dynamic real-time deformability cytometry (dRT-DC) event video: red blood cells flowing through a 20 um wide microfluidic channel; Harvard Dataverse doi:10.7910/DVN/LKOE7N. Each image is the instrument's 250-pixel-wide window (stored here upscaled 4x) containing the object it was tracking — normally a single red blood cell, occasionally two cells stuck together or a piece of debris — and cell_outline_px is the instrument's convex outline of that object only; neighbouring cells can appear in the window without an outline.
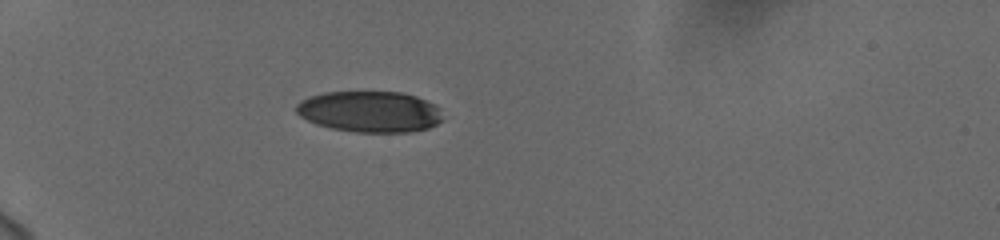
{"species": "human", "species_latin": "Homo sapiens", "temperature_condition": "cold", "stored_images_in_passage": 40, "camera_frame_rate_fps": 3000, "um_per_image_px": 0.085, "donor": {"sex": "female"}, "frame": {"image": 1, "passage_image": 1, "time_ms": 0.0, "image_size_px": [1000, 240], "cell_outline_px": [[444, 120], [428, 128], [408, 132], [356, 132], [332, 128], [316, 124], [300, 116], [296, 112], [296, 104], [300, 100], [308, 96], [324, 92], [400, 92], [416, 96], [436, 104], [440, 108]], "centroid_in_image_um": [31.45, 9.48], "position_along_channel_um": 53.6, "area_um2": 35.32}}
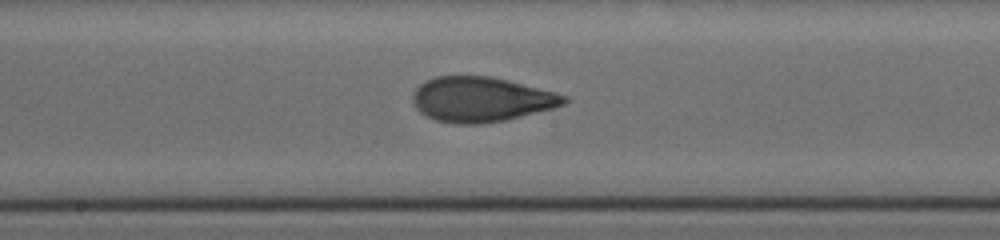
{"frame": {"image": 2, "passage_image": 16, "time_ms": 5.0, "image_size_px": [1000, 240], "cell_outline_px": [[568, 100], [564, 104], [552, 108], [504, 120], [480, 124], [456, 124], [436, 120], [420, 112], [416, 108], [412, 100], [412, 96], [416, 88], [420, 84], [436, 76], [488, 76], [508, 80], [568, 96]], "centroid_in_image_um": [40.87, 8.45], "position_along_channel_um": 207.3, "area_um2": 39.19}}
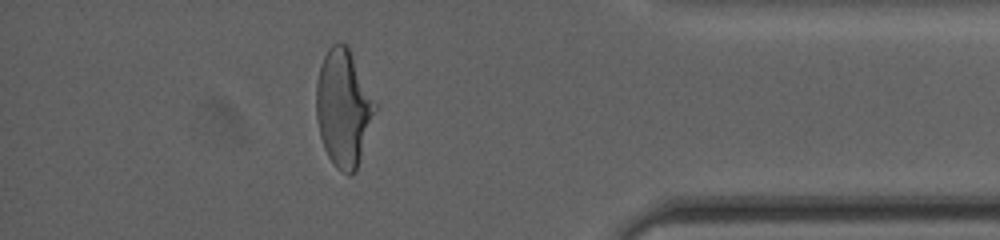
{"frame": {"image": 3, "passage_image": 34, "time_ms": 11.0, "image_size_px": [1000, 240], "cell_outline_px": [[376, 108], [356, 172], [352, 176], [348, 176], [336, 168], [328, 156], [324, 148], [320, 136], [316, 116], [316, 80], [320, 64], [328, 48], [332, 44], [348, 44], [376, 104]], "centroid_in_image_um": [29.17, 9.19], "position_along_channel_um": 406.0, "area_um2": 40.06}, "authors_computed_cell_mechanics": {"area_um2": 39.1306, "velocity_mm_per_s": 3.7058, "shape_relaxation_time_tau1_ms": 4.5494, "shape_relaxation_time_tau2_ms": 1.0833, "deformation_change_tau1": 0.192, "deformation_change_tau2": 0.0718}}